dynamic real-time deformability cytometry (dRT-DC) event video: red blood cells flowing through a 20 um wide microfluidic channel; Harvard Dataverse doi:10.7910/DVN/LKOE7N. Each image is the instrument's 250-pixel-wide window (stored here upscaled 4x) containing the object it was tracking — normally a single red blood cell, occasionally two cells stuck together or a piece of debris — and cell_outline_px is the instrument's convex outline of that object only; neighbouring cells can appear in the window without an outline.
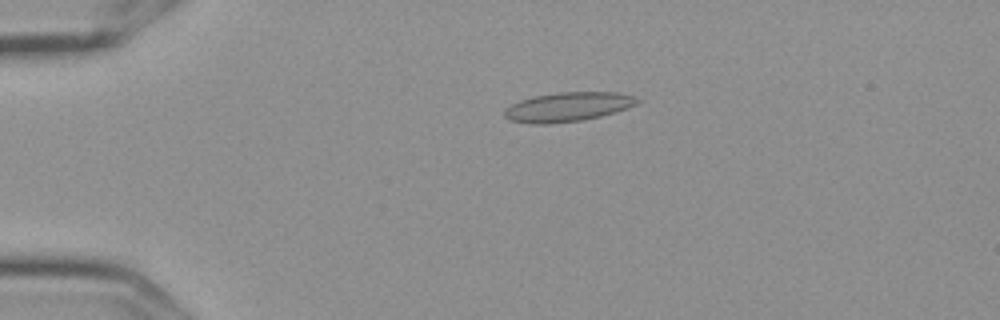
{"species": "Egyptian fruit bat (a non-hibernating species)", "species_latin": "Rousettus aegyptiacus", "temperature_condition": "cold", "stored_images_in_passage": 6, "camera_frame_rate_fps": 3000, "um_per_image_px": 0.085, "frame": {"image": 1, "passage_image": 4, "time_ms": 1.0, "image_size_px": [1000, 320], "cell_outline_px": [[640, 100], [636, 104], [628, 108], [616, 112], [600, 116], [580, 120], [548, 124], [532, 124], [508, 120], [504, 116], [504, 108], [520, 100], [536, 96], [560, 92], [616, 92], [636, 96]], "centroid_in_image_um": [48.26, 9.09], "position_along_channel_um": 36.7, "area_um2": 22.66}}
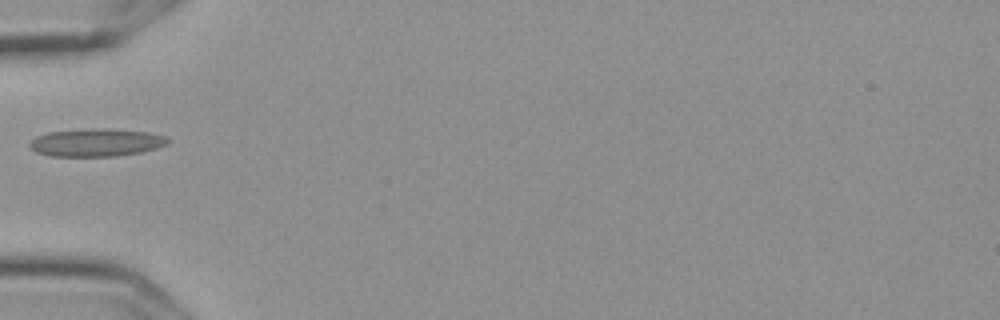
{"frame": {"image": 2, "passage_image": 6, "time_ms": 1.667, "image_size_px": [1000, 320], "cell_outline_px": [[168, 140], [164, 144], [156, 148], [140, 152], [116, 156], [48, 156], [36, 152], [28, 144], [36, 136], [48, 132], [92, 128], [104, 128], [148, 132], [164, 136]], "centroid_in_image_um": [8.12, 12.11], "position_along_channel_um": 76.9, "area_um2": 22.2}}